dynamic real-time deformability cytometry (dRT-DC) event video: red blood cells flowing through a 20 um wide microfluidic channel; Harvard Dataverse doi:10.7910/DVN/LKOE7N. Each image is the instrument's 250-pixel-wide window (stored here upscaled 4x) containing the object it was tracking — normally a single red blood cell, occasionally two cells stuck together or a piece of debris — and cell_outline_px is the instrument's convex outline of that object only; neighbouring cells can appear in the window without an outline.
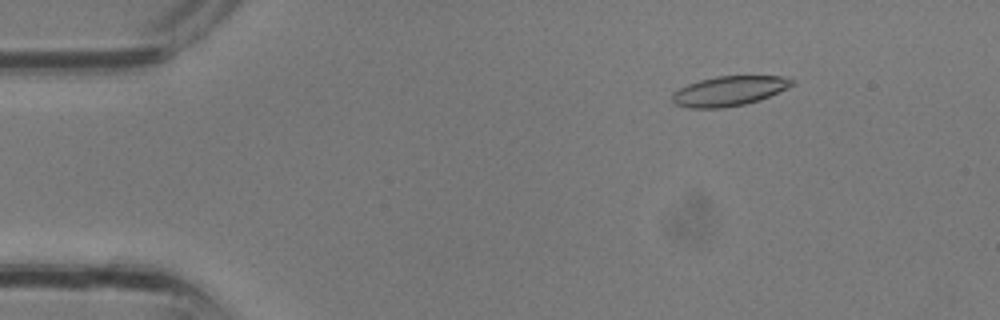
{"species": "common noctule bat (a hibernating species)", "species_latin": "Nyctalus noctula", "temperature_condition": "room temperature", "stored_images_in_passage": 22, "camera_frame_rate_fps": 3000, "um_per_image_px": 0.085, "animal": {"sex": "male", "body_mass_g": 13.3}, "frame": {"image": 1, "passage_image": 5, "time_ms": 1.333, "image_size_px": [1000, 320], "cell_outline_px": [[796, 84], [788, 88], [760, 100], [744, 104], [724, 108], [688, 108], [676, 104], [672, 100], [672, 92], [688, 84], [700, 80], [716, 76], [784, 76], [796, 80]], "centroid_in_image_um": [62.01, 7.73], "position_along_channel_um": 23.0, "area_um2": 20.92}}
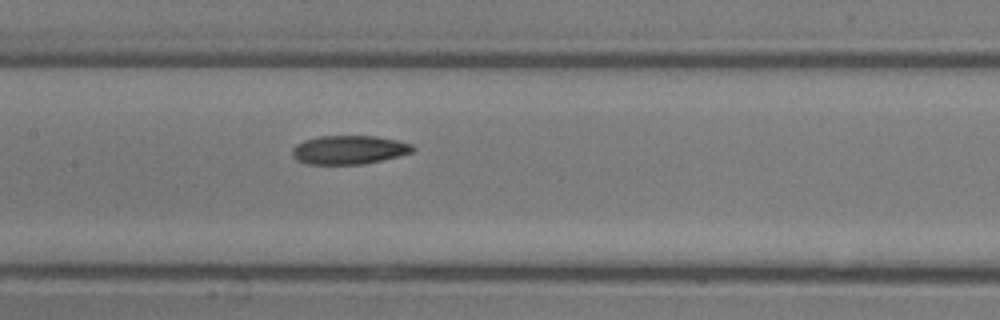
{"frame": {"image": 2, "passage_image": 16, "time_ms": 5.0, "image_size_px": [1000, 320], "cell_outline_px": [[416, 148], [412, 152], [400, 156], [364, 164], [304, 164], [296, 160], [292, 156], [292, 148], [296, 144], [304, 140], [320, 136], [376, 136], [396, 140], [412, 144]], "centroid_in_image_um": [29.65, 12.74], "position_along_channel_um": 177.7, "area_um2": 20.35}}
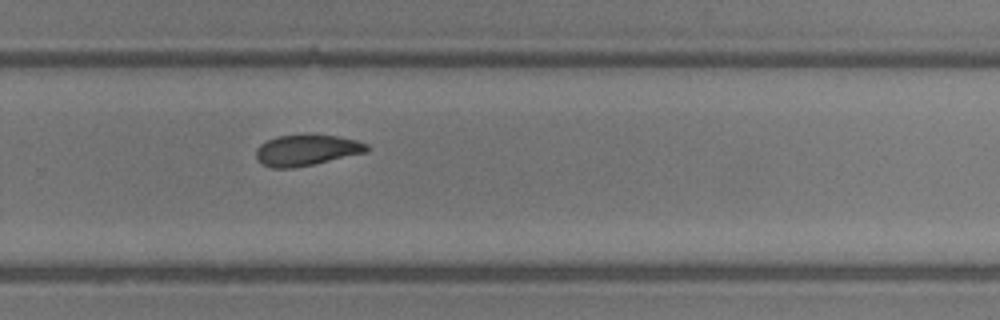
{"frame": {"image": 3, "passage_image": 22, "time_ms": 7.0, "image_size_px": [1000, 320], "cell_outline_px": [[368, 148], [364, 152], [312, 164], [292, 168], [272, 168], [260, 164], [256, 160], [256, 148], [260, 144], [276, 136], [336, 136], [356, 140], [368, 144]], "centroid_in_image_um": [25.97, 12.78], "position_along_channel_um": 303.8, "area_um2": 19.42}}